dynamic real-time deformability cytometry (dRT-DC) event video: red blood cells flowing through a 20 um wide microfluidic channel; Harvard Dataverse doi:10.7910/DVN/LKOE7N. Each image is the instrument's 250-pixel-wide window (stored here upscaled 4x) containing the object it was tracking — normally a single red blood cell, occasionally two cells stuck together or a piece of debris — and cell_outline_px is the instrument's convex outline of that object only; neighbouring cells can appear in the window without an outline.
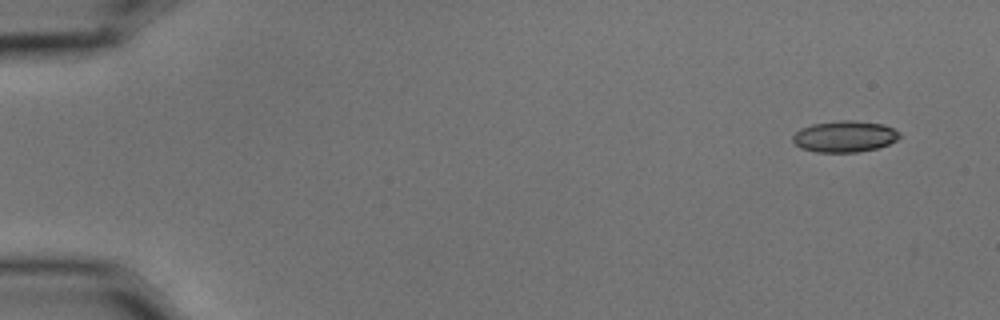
{"species": "common noctule bat (a hibernating species)", "species_latin": "Nyctalus noctula", "temperature_condition": "cold", "stored_images_in_passage": 5, "camera_frame_rate_fps": 3000, "um_per_image_px": 0.085, "animal": {"sex": "male", "body_mass_g": 15.6}, "frame": {"image": 1, "passage_image": 1, "time_ms": 0.0, "image_size_px": [1000, 320], "cell_outline_px": [[900, 136], [896, 140], [888, 144], [876, 148], [856, 152], [816, 152], [800, 148], [792, 140], [792, 136], [800, 128], [812, 124], [840, 120], [852, 120], [884, 124], [900, 132]], "centroid_in_image_um": [71.77, 11.59], "position_along_channel_um": 13.2, "area_um2": 19.48}}
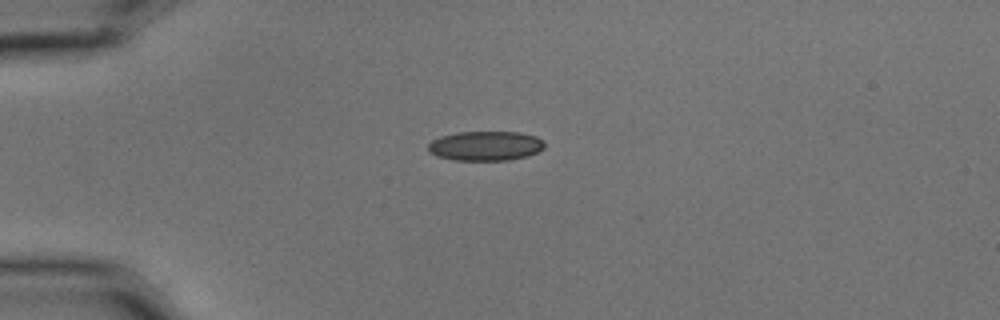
{"frame": {"image": 2, "passage_image": 4, "time_ms": 1.0, "image_size_px": [1000, 320], "cell_outline_px": [[544, 148], [528, 156], [508, 160], [452, 160], [436, 156], [428, 152], [428, 144], [432, 140], [440, 136], [456, 132], [520, 132], [536, 136], [544, 140]], "centroid_in_image_um": [41.25, 12.4], "position_along_channel_um": 43.8, "area_um2": 20.23}}